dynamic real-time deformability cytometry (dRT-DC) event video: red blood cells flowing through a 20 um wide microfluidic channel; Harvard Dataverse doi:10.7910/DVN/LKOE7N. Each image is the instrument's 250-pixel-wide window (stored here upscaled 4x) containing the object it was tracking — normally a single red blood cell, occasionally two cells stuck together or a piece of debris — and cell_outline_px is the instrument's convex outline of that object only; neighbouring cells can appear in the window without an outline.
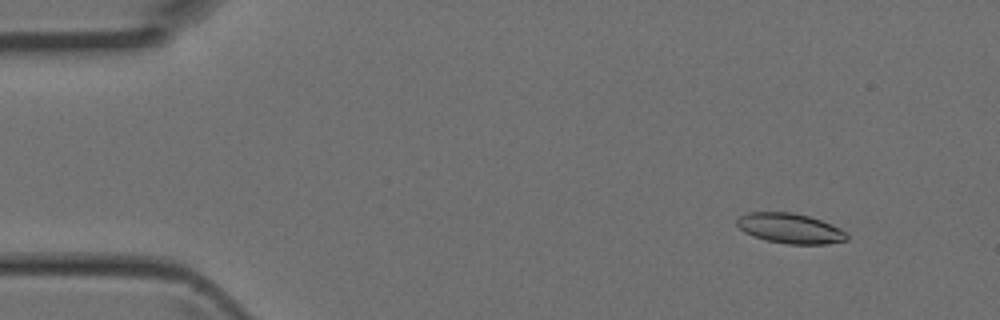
{"species": "Egyptian fruit bat (a non-hibernating species)", "species_latin": "Rousettus aegyptiacus", "temperature_condition": "room temperature", "stored_images_in_passage": 3, "camera_frame_rate_fps": 3000, "um_per_image_px": 0.085, "animal": {"sex": "female"}, "frame": {"image": 1, "passage_image": 1, "time_ms": 0.0, "image_size_px": [1000, 320], "cell_outline_px": [[848, 240], [824, 244], [788, 244], [768, 240], [752, 236], [744, 232], [736, 224], [736, 220], [740, 216], [748, 212], [792, 212], [808, 216], [820, 220], [840, 228], [848, 236]], "centroid_in_image_um": [67.13, 19.41], "position_along_channel_um": 17.9, "area_um2": 19.13}}